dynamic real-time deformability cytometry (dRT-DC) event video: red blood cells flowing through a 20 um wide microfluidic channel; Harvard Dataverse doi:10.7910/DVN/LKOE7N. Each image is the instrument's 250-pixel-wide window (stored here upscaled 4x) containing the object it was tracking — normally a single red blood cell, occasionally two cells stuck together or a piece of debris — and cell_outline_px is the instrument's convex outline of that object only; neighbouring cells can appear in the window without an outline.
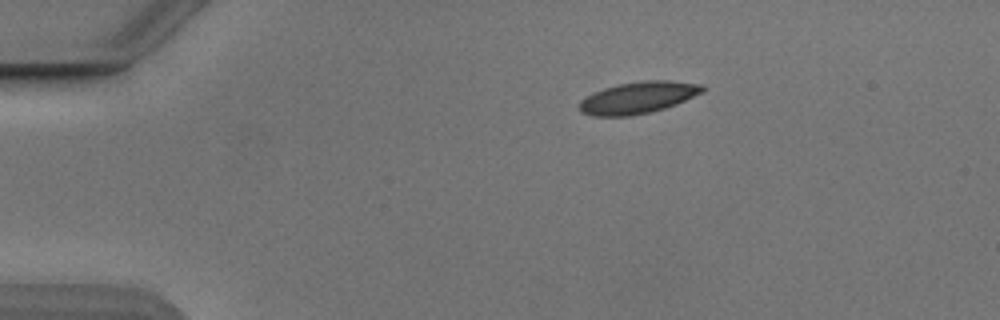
{"species": "Egyptian fruit bat (a non-hibernating species)", "species_latin": "Rousettus aegyptiacus", "temperature_condition": "cold", "stored_images_in_passage": 29, "camera_frame_rate_fps": 3000, "um_per_image_px": 0.085, "animal": {"sex": "male"}, "frame": {"image": 1, "passage_image": 1, "time_ms": 0.0, "image_size_px": [1000, 320], "cell_outline_px": [[704, 92], [676, 104], [664, 108], [648, 112], [628, 116], [592, 116], [580, 112], [580, 100], [604, 88], [620, 84], [644, 80], [668, 80], [704, 84]], "centroid_in_image_um": [54.27, 8.29], "position_along_channel_um": 30.7, "area_um2": 22.6}}
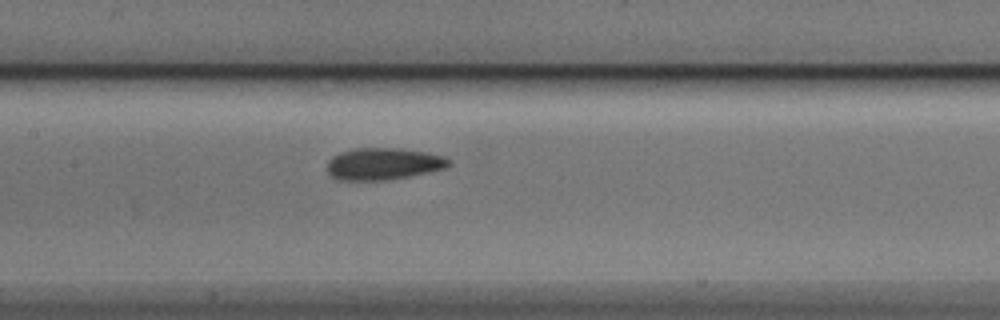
{"frame": {"image": 2, "passage_image": 17, "time_ms": 5.333, "image_size_px": [1000, 320], "cell_outline_px": [[452, 164], [448, 168], [388, 180], [336, 180], [328, 172], [328, 160], [332, 156], [340, 152], [356, 148], [400, 148], [428, 152], [444, 156], [452, 160]], "centroid_in_image_um": [32.63, 13.92], "position_along_channel_um": 174.8, "area_um2": 22.89}}
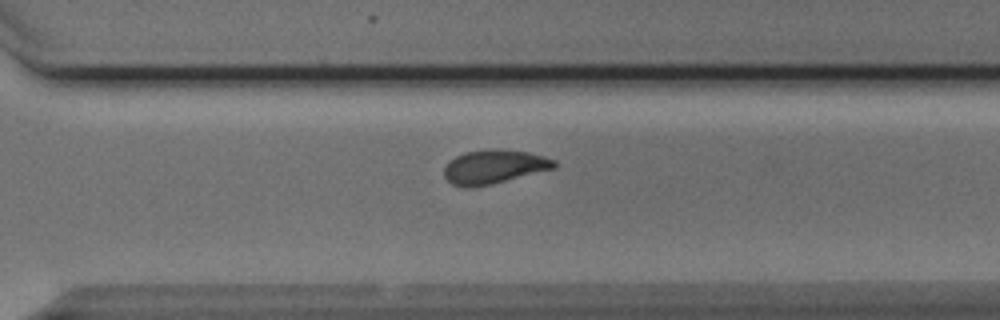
{"frame": {"image": 3, "passage_image": 29, "time_ms": 9.333, "image_size_px": [1000, 320], "cell_outline_px": [[556, 168], [492, 184], [472, 188], [464, 188], [452, 184], [444, 176], [444, 168], [456, 156], [464, 152], [528, 152], [544, 156], [556, 160]], "centroid_in_image_um": [42.0, 14.24], "position_along_channel_um": 328.6, "area_um2": 20.92}}